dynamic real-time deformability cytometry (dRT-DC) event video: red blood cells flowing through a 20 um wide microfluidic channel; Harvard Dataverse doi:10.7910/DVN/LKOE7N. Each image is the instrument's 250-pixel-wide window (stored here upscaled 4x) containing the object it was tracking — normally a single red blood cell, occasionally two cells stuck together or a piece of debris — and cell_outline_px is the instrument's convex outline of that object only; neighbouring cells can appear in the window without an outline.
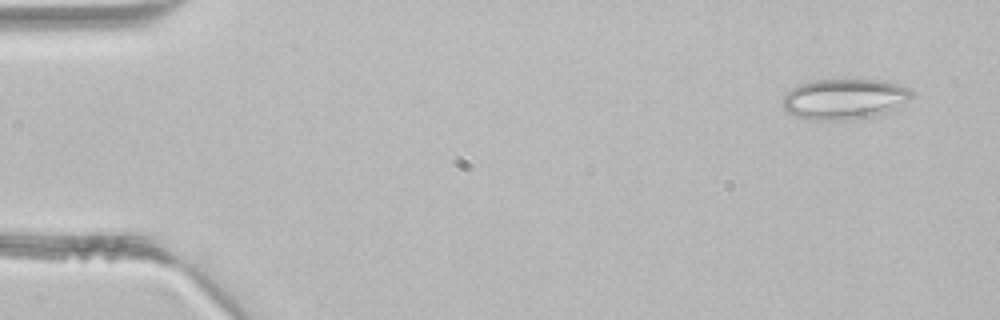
{"species": "common noctule bat (a hibernating species)", "species_latin": "Nyctalus noctula", "temperature_condition": "room temperature", "stored_images_in_passage": 2, "camera_frame_rate_fps": 3000, "um_per_image_px": 0.085, "animal": {"sex": "male", "body_mass_g": 21.5, "forearm_length_mm": 52.0}, "frame": {"image": 1, "passage_image": 2, "time_ms": 0.333, "image_size_px": [1000, 320], "cell_outline_px": [[912, 96], [908, 100], [888, 112], [872, 116], [852, 120], [808, 120], [796, 116], [788, 112], [784, 108], [784, 96], [792, 88], [800, 84], [812, 80], [884, 80], [908, 88], [912, 92]], "centroid_in_image_um": [71.77, 8.43], "position_along_channel_um": 13.2, "area_um2": 30.35}}